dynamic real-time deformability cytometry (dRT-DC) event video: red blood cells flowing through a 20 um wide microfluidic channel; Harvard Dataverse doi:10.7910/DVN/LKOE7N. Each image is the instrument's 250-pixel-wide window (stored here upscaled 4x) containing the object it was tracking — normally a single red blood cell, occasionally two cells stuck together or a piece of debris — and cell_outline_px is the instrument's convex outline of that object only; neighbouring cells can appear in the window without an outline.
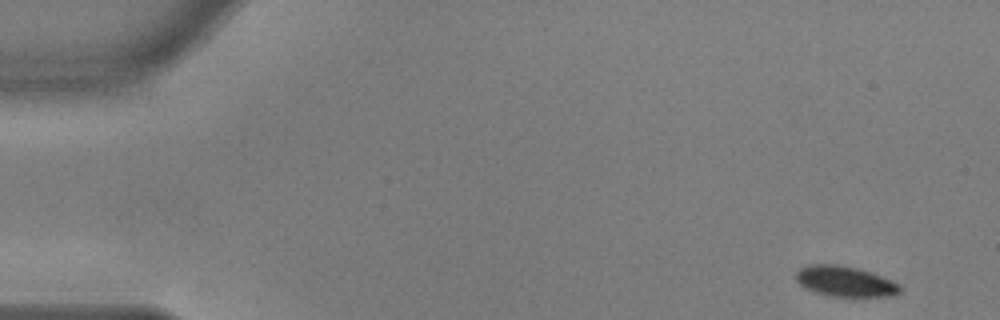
{"species": "common noctule bat (a hibernating species)", "species_latin": "Nyctalus noctula", "temperature_condition": "warm", "stored_images_in_passage": 53, "camera_frame_rate_fps": 3000, "um_per_image_px": 0.085, "animal": {"sex": "male", "body_mass_g": 17.9, "forearm_length_mm": 54.2}, "frame": {"image": 1, "passage_image": 1, "time_ms": 0.0, "image_size_px": [1000, 320], "cell_outline_px": [[900, 292], [888, 296], [832, 296], [816, 292], [804, 288], [796, 280], [796, 272], [800, 268], [808, 264], [836, 264], [856, 268], [880, 276], [896, 284], [900, 288]], "centroid_in_image_um": [71.74, 23.91], "position_along_channel_um": 13.3, "area_um2": 17.98}}
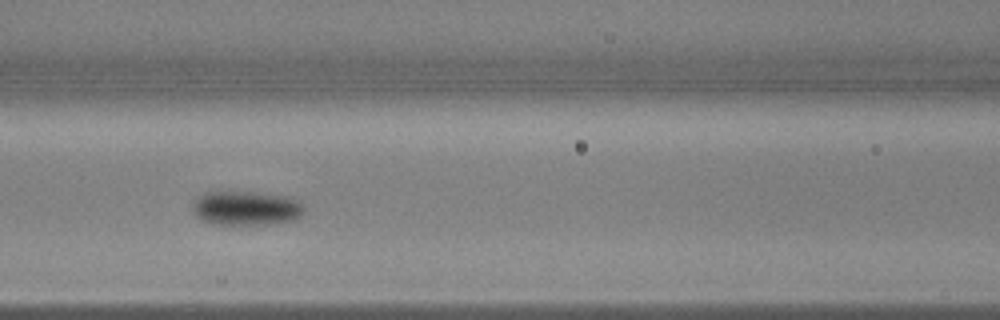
{"frame": {"image": 2, "passage_image": 22, "time_ms": 7.0, "image_size_px": [1000, 320], "cell_outline_px": [[304, 212], [300, 216], [292, 220], [268, 224], [212, 224], [200, 220], [196, 216], [192, 208], [196, 200], [204, 192], [216, 188], [252, 192], [284, 196], [300, 200], [304, 208]], "centroid_in_image_um": [20.86, 17.65], "position_along_channel_um": 145.7, "area_um2": 22.83}}
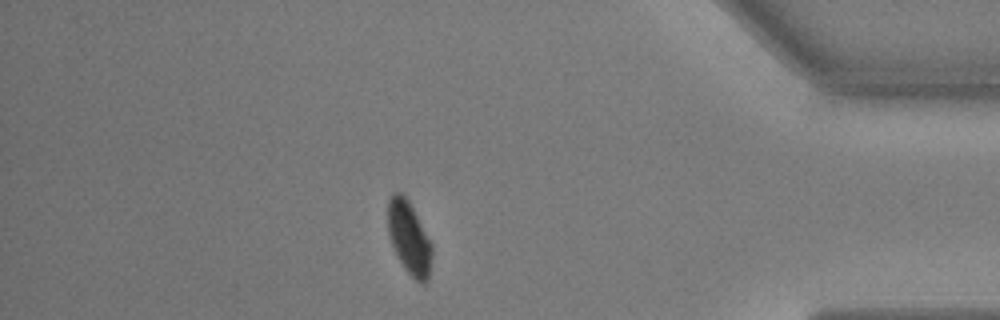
{"frame": {"image": 3, "passage_image": 46, "time_ms": 15.0, "image_size_px": [1000, 320], "cell_outline_px": [[432, 256], [428, 280], [424, 284], [420, 284], [404, 268], [388, 236], [388, 200], [392, 192], [404, 192], [432, 244]], "centroid_in_image_um": [34.77, 20.2], "position_along_channel_um": 400.4, "area_um2": 18.73}, "authors_computed_cell_mechanics": {"area_um2": 19.9988, "velocity_mm_per_s": 3.626, "shape_relaxation_time_tau1_ms": 8.7757, "shape_relaxation_time_tau2_ms": null, "deformation_change_tau1": 0.1755, "deformation_change_tau2": null}}